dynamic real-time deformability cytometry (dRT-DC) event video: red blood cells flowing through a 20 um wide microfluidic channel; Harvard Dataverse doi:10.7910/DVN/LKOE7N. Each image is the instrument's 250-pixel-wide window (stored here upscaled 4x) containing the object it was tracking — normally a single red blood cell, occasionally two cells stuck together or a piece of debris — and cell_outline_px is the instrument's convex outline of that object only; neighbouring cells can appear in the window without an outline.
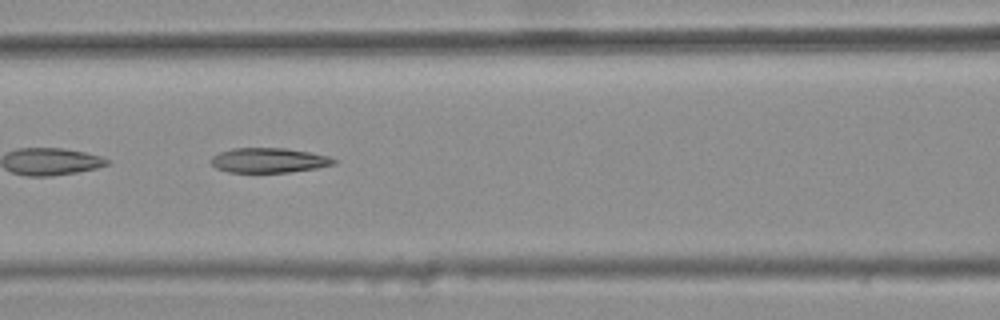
{"species": "common noctule bat (a hibernating species)", "species_latin": "Nyctalus noctula", "temperature_condition": "warm", "stored_images_in_passage": 10, "camera_frame_rate_fps": 3000, "um_per_image_px": 0.085, "animal": {"sex": "female", "body_mass_g": 25.1}, "frame": {"image": 1, "passage_image": 6, "time_ms": 1.667, "image_size_px": [1000, 320], "cell_outline_px": [[336, 164], [316, 168], [288, 172], [228, 172], [216, 168], [212, 164], [212, 156], [220, 152], [232, 148], [284, 148], [308, 152], [328, 156], [336, 160]], "centroid_in_image_um": [22.84, 13.62], "position_along_channel_um": 143.8, "area_um2": 17.57}}
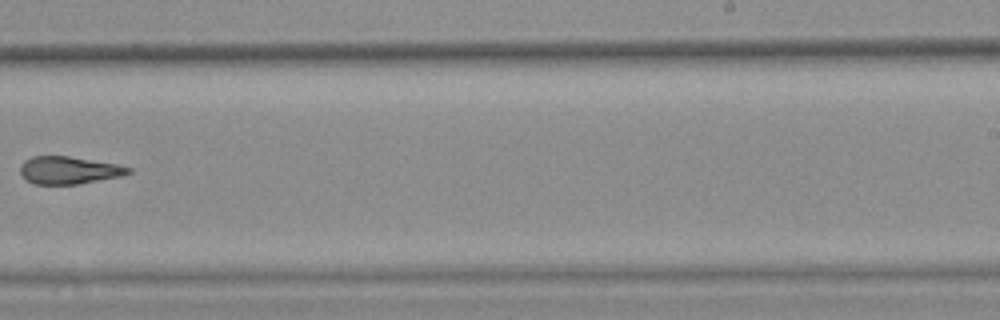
{"frame": {"image": 2, "passage_image": 9, "time_ms": 2.667, "image_size_px": [1000, 320], "cell_outline_px": [[132, 172], [124, 176], [76, 184], [32, 184], [24, 180], [20, 172], [20, 168], [24, 160], [32, 156], [68, 156], [116, 164], [132, 168]], "centroid_in_image_um": [5.84, 14.48], "position_along_channel_um": 283.2, "area_um2": 17.46}}
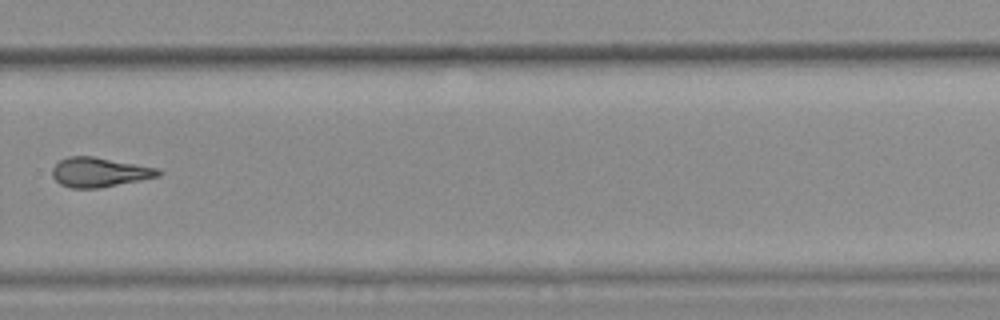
{"frame": {"image": 3, "passage_image": 10, "time_ms": 3.0, "image_size_px": [1000, 320], "cell_outline_px": [[164, 172], [160, 176], [100, 188], [72, 188], [60, 184], [52, 176], [52, 168], [60, 160], [68, 156], [92, 156], [156, 168]], "centroid_in_image_um": [8.43, 14.64], "position_along_channel_um": 321.4, "area_um2": 18.09}}